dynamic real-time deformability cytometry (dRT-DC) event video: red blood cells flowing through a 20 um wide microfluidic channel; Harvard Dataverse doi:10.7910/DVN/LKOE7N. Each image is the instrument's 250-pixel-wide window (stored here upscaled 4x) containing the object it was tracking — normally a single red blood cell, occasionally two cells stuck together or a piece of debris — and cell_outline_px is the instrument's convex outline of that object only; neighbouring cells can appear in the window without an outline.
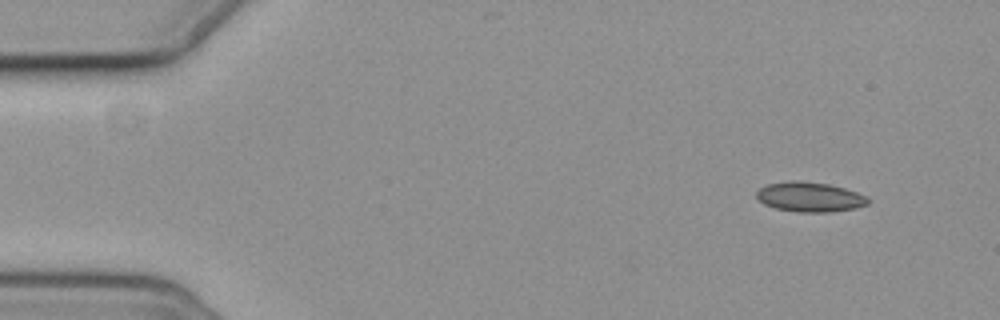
{"species": "common noctule bat (a hibernating species)", "species_latin": "Nyctalus noctula", "temperature_condition": "cold", "stored_images_in_passage": 5, "camera_frame_rate_fps": 3000, "um_per_image_px": 0.085, "animal": {"sex": "female", "body_mass_g": 19.3, "forearm_length_mm": 54.1}, "frame": {"image": 1, "passage_image": 1, "time_ms": 0.0, "image_size_px": [1000, 320], "cell_outline_px": [[872, 200], [868, 204], [852, 208], [828, 212], [800, 212], [776, 208], [764, 204], [756, 196], [756, 192], [760, 188], [768, 184], [796, 180], [800, 180], [828, 184], [844, 188], [868, 196]], "centroid_in_image_um": [68.85, 16.73], "position_along_channel_um": 16.1, "area_um2": 19.19}}
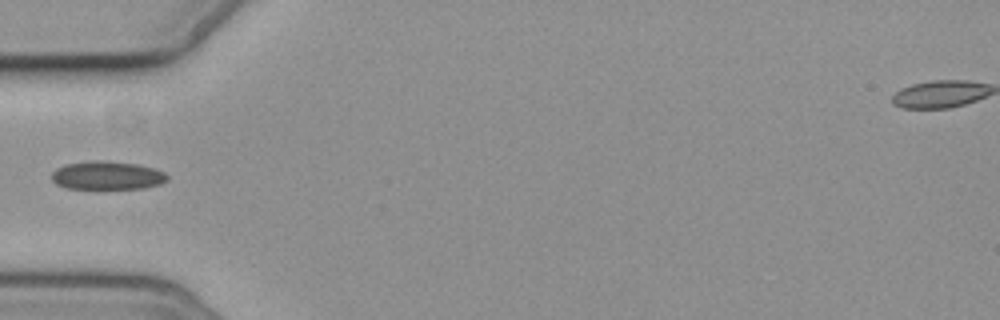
{"frame": {"image": 2, "passage_image": 4, "time_ms": 4.667, "image_size_px": [1000, 320], "cell_outline_px": [[168, 180], [160, 184], [144, 188], [68, 188], [56, 184], [52, 180], [52, 172], [56, 168], [68, 164], [92, 160], [100, 160], [136, 164], [152, 168], [164, 172], [168, 176]], "centroid_in_image_um": [9.11, 14.91], "position_along_channel_um": 75.9, "area_um2": 18.9}}
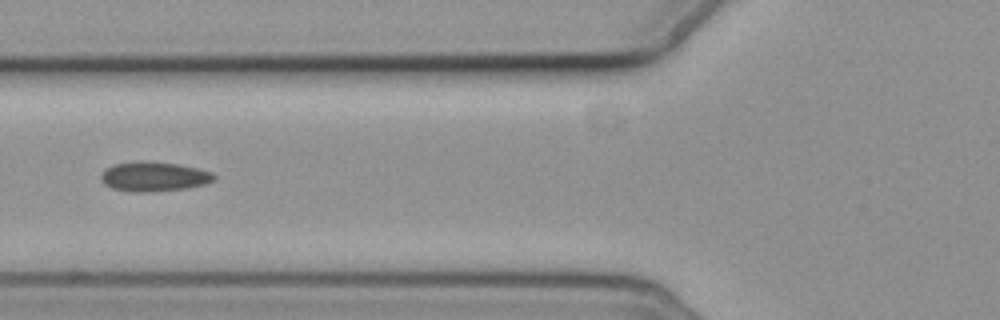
{"frame": {"image": 3, "passage_image": 5, "time_ms": 5.667, "image_size_px": [1000, 320], "cell_outline_px": [[216, 180], [204, 184], [188, 188], [152, 192], [132, 192], [112, 188], [104, 184], [100, 180], [100, 176], [108, 168], [116, 164], [176, 164], [200, 168], [212, 172], [216, 176]], "centroid_in_image_um": [13.16, 15.07], "position_along_channel_um": 112.6, "area_um2": 18.73}}